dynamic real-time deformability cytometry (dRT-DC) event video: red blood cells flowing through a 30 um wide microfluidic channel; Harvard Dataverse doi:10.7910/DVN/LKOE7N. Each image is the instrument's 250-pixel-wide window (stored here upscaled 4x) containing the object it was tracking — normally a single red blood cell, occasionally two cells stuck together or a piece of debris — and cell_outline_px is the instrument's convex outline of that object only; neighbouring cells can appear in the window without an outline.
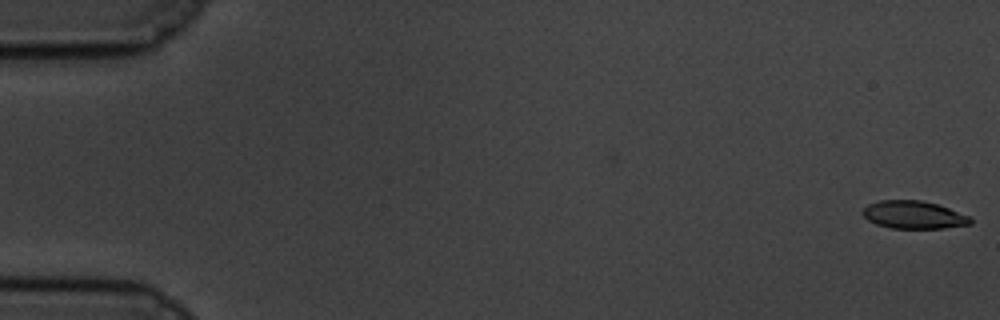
{"species": "common noctule bat (a hibernating species)", "species_latin": "Nyctalus noctula", "temperature_condition": "cold", "stored_images_in_passage": 2, "camera_frame_rate_fps": 3000, "um_per_image_px": 0.085, "animal": {"sex": "male", "body_mass_g": 19.5, "forearm_length_mm": 54.6}, "frame": {"image": 1, "passage_image": 2, "time_ms": 0.333, "image_size_px": [1000, 320], "cell_outline_px": [[972, 224], [944, 228], [892, 228], [876, 224], [868, 220], [860, 212], [868, 204], [880, 200], [920, 200], [936, 204], [972, 216]], "centroid_in_image_um": [77.67, 18.26], "position_along_channel_um": 7.3, "area_um2": 17.51}}